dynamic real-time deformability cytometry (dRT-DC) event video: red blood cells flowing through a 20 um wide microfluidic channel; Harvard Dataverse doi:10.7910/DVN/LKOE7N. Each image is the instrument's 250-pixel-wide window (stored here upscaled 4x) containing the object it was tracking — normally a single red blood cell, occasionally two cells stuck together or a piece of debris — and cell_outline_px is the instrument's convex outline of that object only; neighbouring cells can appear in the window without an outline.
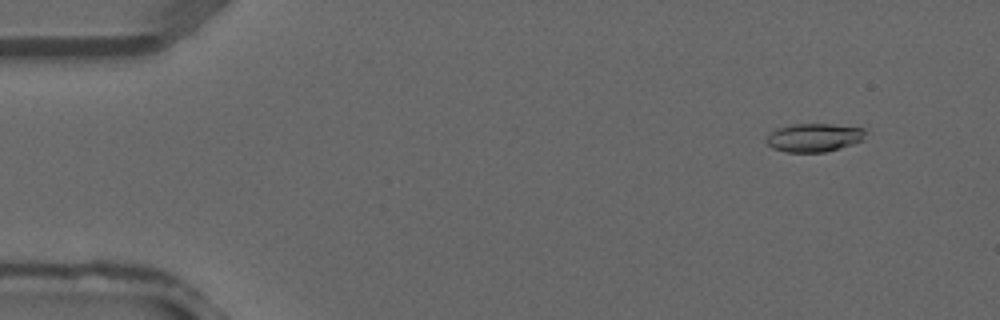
{"species": "common noctule bat (a hibernating species)", "species_latin": "Nyctalus noctula", "temperature_condition": "warm", "stored_images_in_passage": 8, "camera_frame_rate_fps": 3000, "um_per_image_px": 0.085, "animal": {"sex": "male", "forearm_length_mm": 52.5}, "frame": {"image": 1, "passage_image": 4, "time_ms": 1.0, "image_size_px": [1000, 320], "cell_outline_px": [[868, 128], [864, 140], [840, 148], [824, 152], [784, 152], [772, 148], [764, 140], [776, 128], [792, 124], [832, 124]], "centroid_in_image_um": [69.23, 11.69], "position_along_channel_um": 15.8, "area_um2": 16.65}}